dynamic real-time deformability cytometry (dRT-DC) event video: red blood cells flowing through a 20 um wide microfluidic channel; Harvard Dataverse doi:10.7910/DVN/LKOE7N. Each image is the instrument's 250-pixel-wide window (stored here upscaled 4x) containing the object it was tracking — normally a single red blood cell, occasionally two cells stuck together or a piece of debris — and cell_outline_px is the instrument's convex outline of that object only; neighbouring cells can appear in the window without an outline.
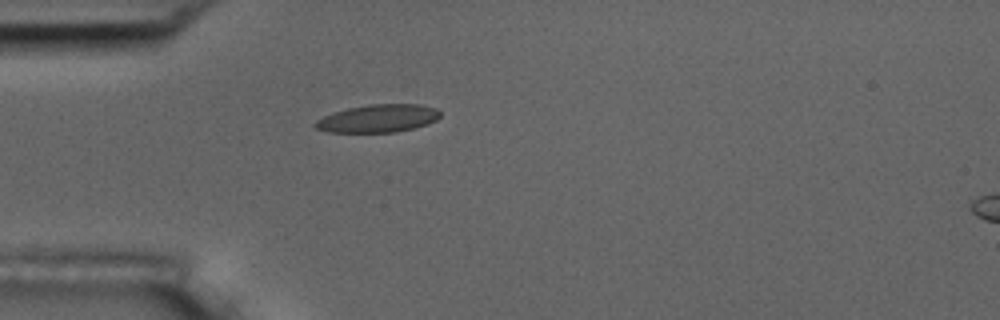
{"species": "common noctule bat (a hibernating species)", "species_latin": "Nyctalus noctula", "temperature_condition": "room temperature", "stored_images_in_passage": 1, "camera_frame_rate_fps": 3000, "um_per_image_px": 0.085, "animal": {"sex": "male", "body_mass_g": 17.5, "forearm_length_mm": 52.3}, "frame": {"image": 1, "passage_image": 1, "time_ms": 0.0, "image_size_px": [1000, 320], "cell_outline_px": [[440, 116], [436, 120], [428, 124], [396, 132], [328, 132], [316, 128], [312, 124], [316, 120], [332, 112], [348, 108], [368, 104], [420, 104], [436, 108], [440, 112]], "centroid_in_image_um": [32.12, 10.06], "position_along_channel_um": 52.9, "area_um2": 20.35}}